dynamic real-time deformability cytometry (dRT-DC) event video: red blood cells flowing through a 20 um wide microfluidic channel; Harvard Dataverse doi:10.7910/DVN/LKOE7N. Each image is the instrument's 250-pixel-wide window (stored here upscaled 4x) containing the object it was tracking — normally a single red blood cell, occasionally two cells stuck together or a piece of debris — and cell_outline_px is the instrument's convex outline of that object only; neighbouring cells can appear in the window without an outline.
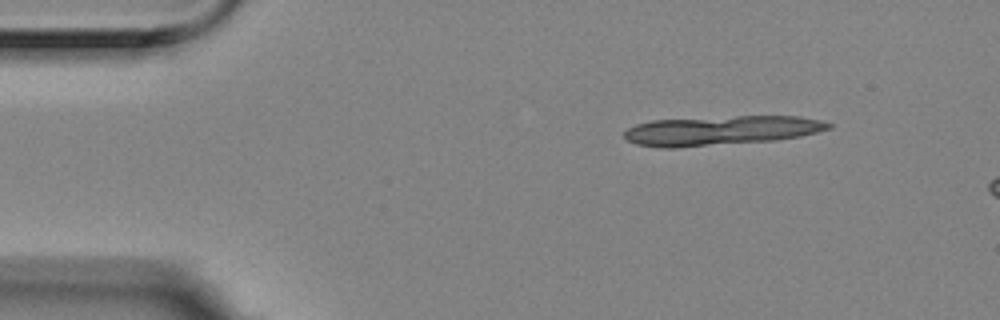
{"species": "Egyptian fruit bat (a non-hibernating species)", "species_latin": "Rousettus aegyptiacus", "temperature_condition": "room temperature", "stored_images_in_passage": 2, "camera_frame_rate_fps": 3000, "um_per_image_px": 0.085, "animal": {"sex": "female"}, "frame": {"image": 1, "passage_image": 1, "time_ms": 0.0, "image_size_px": [1000, 320], "cell_outline_px": [[832, 128], [800, 136], [776, 140], [676, 148], [664, 148], [636, 144], [624, 140], [624, 132], [628, 128], [636, 124], [652, 120], [736, 116], [800, 116], [820, 120], [832, 124]], "centroid_in_image_um": [61.26, 11.1], "position_along_channel_um": 23.7, "area_um2": 35.14}}